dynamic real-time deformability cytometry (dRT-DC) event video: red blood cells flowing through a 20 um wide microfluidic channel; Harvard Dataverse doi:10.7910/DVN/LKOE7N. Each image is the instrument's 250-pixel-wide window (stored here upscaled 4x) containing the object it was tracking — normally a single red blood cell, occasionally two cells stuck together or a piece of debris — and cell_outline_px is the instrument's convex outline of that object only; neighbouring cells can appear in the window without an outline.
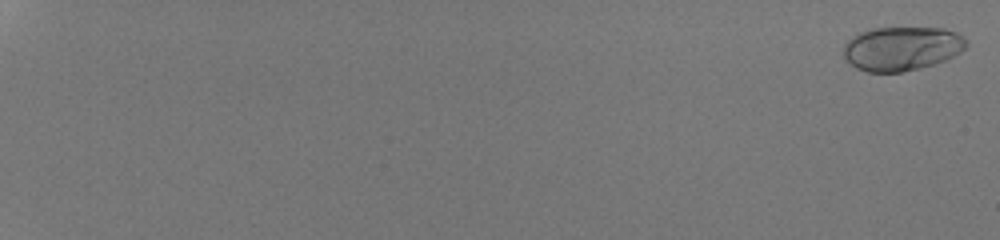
{"species": "human", "species_latin": "Homo sapiens", "temperature_condition": "room temperature", "stored_images_in_passage": 54, "camera_frame_rate_fps": 3000, "um_per_image_px": 0.085, "donor": {"sex": "male"}, "frame": {"image": 1, "passage_image": 1, "time_ms": 0.0, "image_size_px": [1000, 240], "cell_outline_px": [[968, 44], [960, 52], [936, 64], [920, 68], [900, 72], [868, 72], [856, 68], [848, 64], [844, 60], [844, 44], [852, 36], [860, 32], [872, 28], [944, 28], [956, 32], [964, 36], [968, 40]], "centroid_in_image_um": [76.64, 4.12], "position_along_channel_um": 8.4, "area_um2": 31.79}}
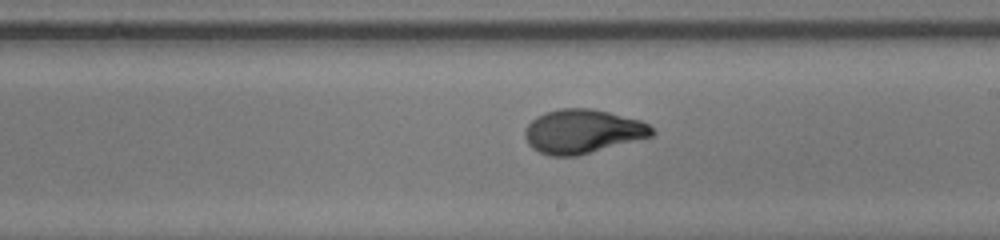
{"frame": {"image": 2, "passage_image": 37, "time_ms": 12.0, "image_size_px": [1000, 240], "cell_outline_px": [[656, 132], [652, 136], [576, 156], [552, 156], [540, 152], [532, 148], [528, 144], [524, 136], [524, 132], [528, 124], [536, 116], [544, 112], [560, 108], [592, 108], [640, 120], [648, 124]], "centroid_in_image_um": [49.5, 11.16], "position_along_channel_um": 239.5, "area_um2": 32.48}}
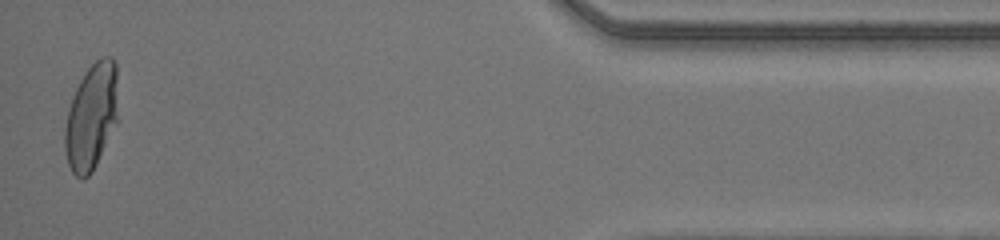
{"frame": {"image": 3, "passage_image": 54, "time_ms": 17.667, "image_size_px": [1000, 240], "cell_outline_px": [[116, 120], [96, 164], [92, 172], [84, 180], [80, 180], [72, 172], [68, 164], [64, 148], [64, 128], [72, 96], [84, 72], [100, 56], [112, 56], [116, 64]], "centroid_in_image_um": [7.73, 9.92], "position_along_channel_um": 427.5, "area_um2": 32.54}, "authors_computed_cell_mechanics": {"area_um2": 31.9056, "velocity_mm_per_s": 4.2551, "shape_relaxation_time_tau1_ms": 5.5447, "shape_relaxation_time_tau2_ms": null, "deformation_change_tau1": 0.2452, "deformation_change_tau2": null}}